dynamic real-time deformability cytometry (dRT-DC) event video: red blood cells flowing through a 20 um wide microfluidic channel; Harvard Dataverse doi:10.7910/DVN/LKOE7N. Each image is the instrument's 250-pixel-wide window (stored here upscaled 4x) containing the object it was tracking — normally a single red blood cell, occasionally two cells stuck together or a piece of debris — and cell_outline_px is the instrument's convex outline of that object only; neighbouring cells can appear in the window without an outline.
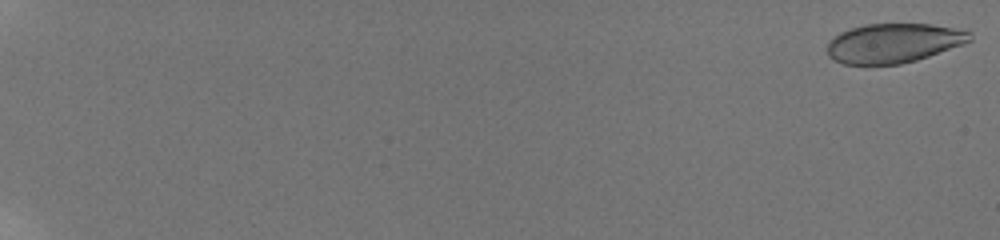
{"species": "human", "species_latin": "Homo sapiens", "temperature_condition": "room temperature", "stored_images_in_passage": 24, "camera_frame_rate_fps": 3000, "um_per_image_px": 0.085, "donor": {"sex": "male"}, "frame": {"image": 1, "passage_image": 1, "time_ms": 0.0, "image_size_px": [1000, 240], "cell_outline_px": [[972, 40], [964, 44], [916, 60], [900, 64], [844, 64], [828, 56], [828, 40], [840, 32], [864, 24], [932, 24], [972, 32]], "centroid_in_image_um": [75.95, 3.66], "position_along_channel_um": 9.0, "area_um2": 32.6}}